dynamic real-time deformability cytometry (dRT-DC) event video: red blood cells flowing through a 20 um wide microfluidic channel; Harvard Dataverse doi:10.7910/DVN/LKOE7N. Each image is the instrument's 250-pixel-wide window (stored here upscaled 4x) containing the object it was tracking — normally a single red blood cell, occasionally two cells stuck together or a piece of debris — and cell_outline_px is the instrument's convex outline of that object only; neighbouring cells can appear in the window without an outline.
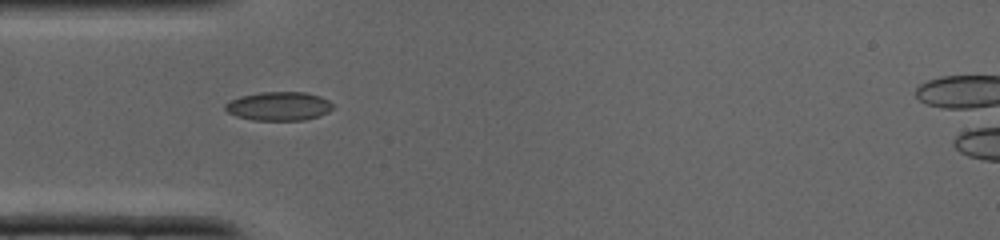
{"species": "common noctule bat (a hibernating species)", "species_latin": "Nyctalus noctula", "temperature_condition": "cold", "stored_images_in_passage": 27, "camera_frame_rate_fps": 3000, "um_per_image_px": 0.085, "animal": {"sex": "male", "body_mass_g": 19.0, "forearm_length_mm": 50.8}, "frame": {"image": 1, "passage_image": 1, "time_ms": 0.0, "image_size_px": [1000, 240], "cell_outline_px": [[336, 108], [320, 116], [304, 120], [252, 120], [236, 116], [228, 112], [224, 108], [224, 104], [228, 100], [240, 96], [260, 92], [304, 92], [320, 96], [328, 100]], "centroid_in_image_um": [23.7, 9.02], "position_along_channel_um": 61.3, "area_um2": 18.26}}
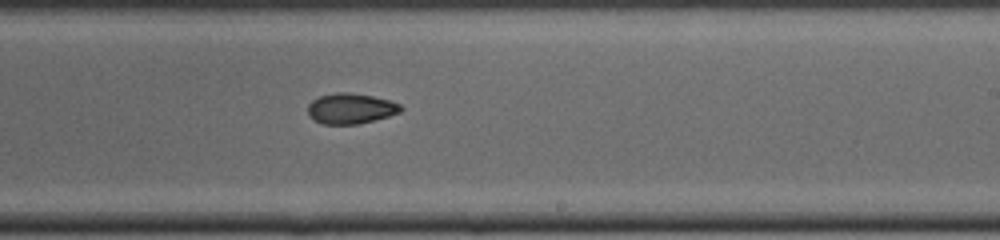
{"frame": {"image": 2, "passage_image": 12, "time_ms": 3.667, "image_size_px": [1000, 240], "cell_outline_px": [[404, 108], [400, 112], [388, 116], [356, 124], [324, 124], [308, 116], [308, 104], [312, 100], [320, 96], [336, 92], [348, 92], [372, 96], [388, 100], [400, 104]], "centroid_in_image_um": [29.8, 9.21], "position_along_channel_um": 259.2, "area_um2": 16.36}}
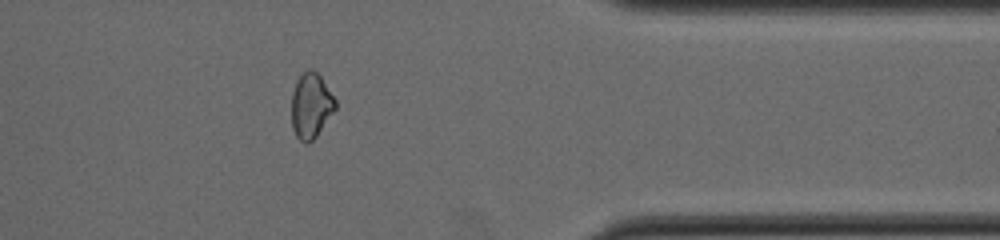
{"frame": {"image": 3, "passage_image": 20, "time_ms": 6.333, "image_size_px": [1000, 240], "cell_outline_px": [[336, 108], [316, 136], [308, 144], [304, 144], [296, 136], [292, 128], [292, 92], [296, 80], [308, 68], [312, 68], [320, 76], [336, 100]], "centroid_in_image_um": [26.42, 8.98], "position_along_channel_um": 385.0, "area_um2": 16.59}}